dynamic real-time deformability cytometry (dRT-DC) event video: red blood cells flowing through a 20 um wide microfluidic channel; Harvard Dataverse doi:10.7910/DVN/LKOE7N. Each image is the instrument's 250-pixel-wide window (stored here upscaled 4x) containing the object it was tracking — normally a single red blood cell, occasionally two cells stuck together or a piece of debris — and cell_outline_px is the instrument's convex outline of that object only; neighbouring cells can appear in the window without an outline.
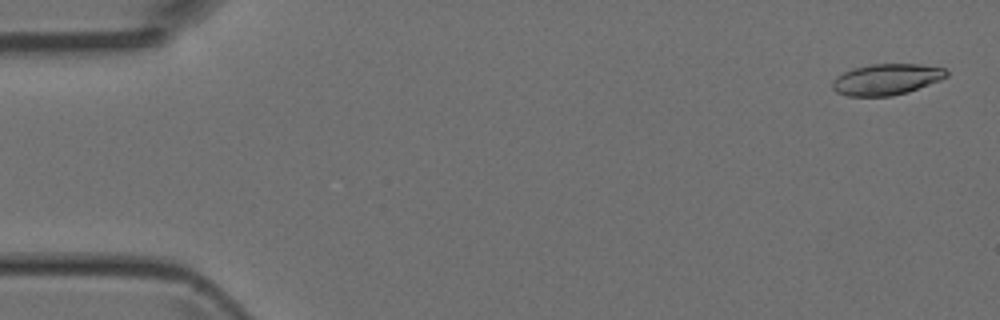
{"species": "Egyptian fruit bat (a non-hibernating species)", "species_latin": "Rousettus aegyptiacus", "temperature_condition": "room temperature", "stored_images_in_passage": 48, "camera_frame_rate_fps": 3000, "um_per_image_px": 0.085, "animal": {"sex": "female"}, "frame": {"image": 1, "passage_image": 2, "time_ms": 0.333, "image_size_px": [1000, 320], "cell_outline_px": [[948, 76], [908, 92], [892, 96], [848, 96], [836, 92], [832, 88], [832, 80], [836, 76], [852, 68], [872, 64], [920, 64], [944, 68], [948, 72]], "centroid_in_image_um": [75.31, 6.74], "position_along_channel_um": 9.7, "area_um2": 20.63}}
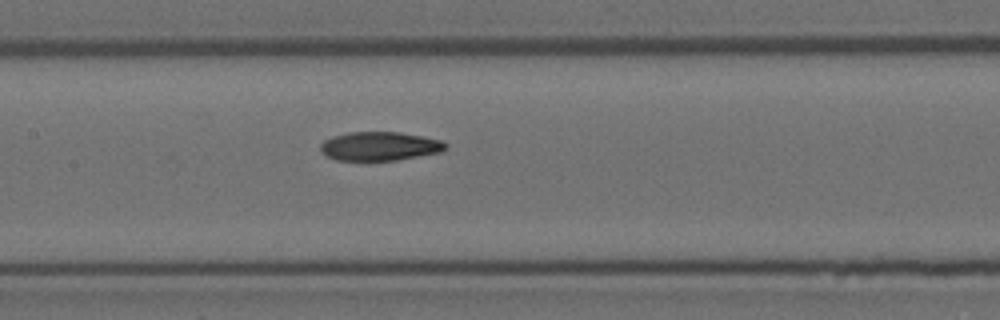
{"frame": {"image": 2, "passage_image": 23, "time_ms": 7.333, "image_size_px": [1000, 320], "cell_outline_px": [[448, 148], [440, 152], [396, 160], [336, 160], [324, 156], [320, 152], [320, 144], [324, 140], [332, 136], [348, 132], [400, 132], [424, 136], [440, 140], [448, 144]], "centroid_in_image_um": [32.25, 12.42], "position_along_channel_um": 175.2, "area_um2": 21.21}}
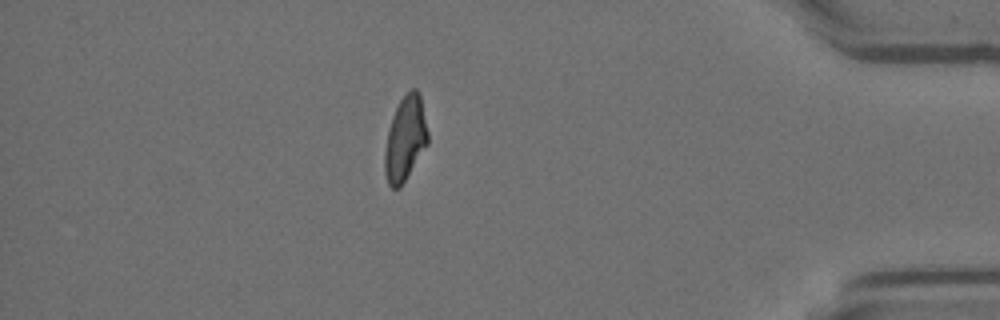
{"frame": {"image": 3, "passage_image": 42, "time_ms": 13.667, "image_size_px": [1000, 320], "cell_outline_px": [[428, 144], [400, 188], [392, 188], [388, 184], [384, 172], [384, 152], [388, 128], [392, 116], [400, 100], [412, 88], [416, 88], [420, 92], [428, 132]], "centroid_in_image_um": [34.44, 11.79], "position_along_channel_um": 400.8, "area_um2": 21.39}}